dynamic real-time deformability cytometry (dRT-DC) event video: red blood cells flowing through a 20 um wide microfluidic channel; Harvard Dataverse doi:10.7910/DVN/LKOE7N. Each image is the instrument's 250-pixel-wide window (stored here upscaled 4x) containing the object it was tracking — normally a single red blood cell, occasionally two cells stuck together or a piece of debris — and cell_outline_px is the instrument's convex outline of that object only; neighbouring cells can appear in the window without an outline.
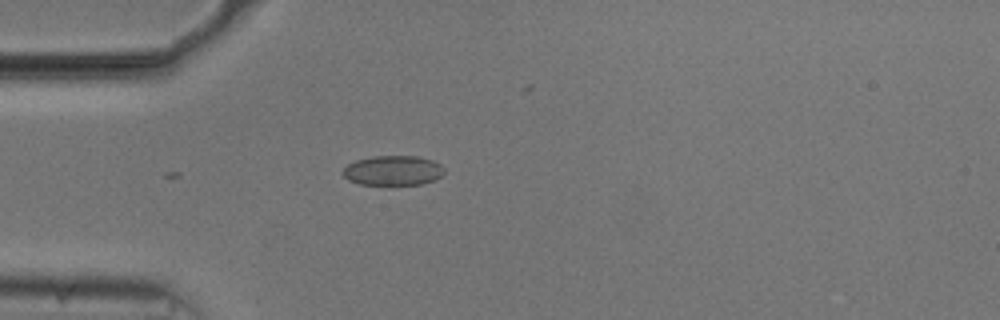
{"species": "common noctule bat (a hibernating species)", "species_latin": "Nyctalus noctula", "temperature_condition": "cold", "stored_images_in_passage": 12, "camera_frame_rate_fps": 3000, "um_per_image_px": 0.085, "animal": {"sex": "male", "body_mass_g": 20.5, "forearm_length_mm": 52.5}, "frame": {"image": 1, "passage_image": 1, "time_ms": 0.0, "image_size_px": [1000, 320], "cell_outline_px": [[444, 172], [436, 180], [420, 184], [360, 184], [348, 180], [340, 172], [348, 164], [356, 160], [372, 156], [416, 156], [432, 160], [440, 164], [444, 168]], "centroid_in_image_um": [33.39, 14.49], "position_along_channel_um": 51.6, "area_um2": 17.57}}
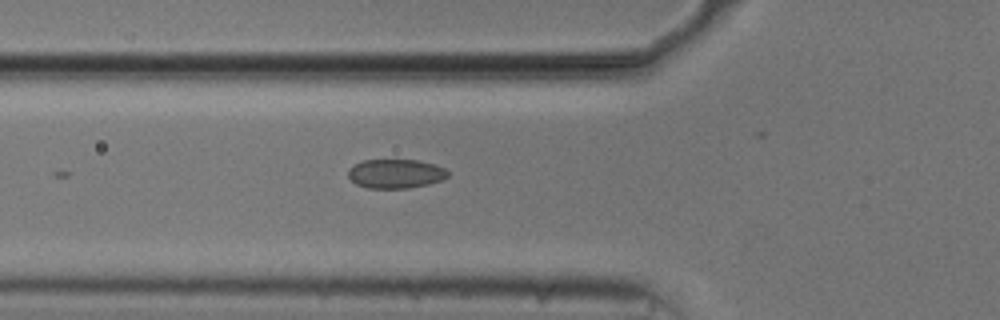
{"frame": {"image": 2, "passage_image": 5, "time_ms": 1.333, "image_size_px": [1000, 320], "cell_outline_px": [[448, 176], [444, 180], [428, 184], [408, 188], [368, 188], [356, 184], [348, 176], [348, 168], [352, 164], [364, 160], [420, 160], [436, 164], [444, 168], [448, 172]], "centroid_in_image_um": [33.63, 14.75], "position_along_channel_um": 92.2, "area_um2": 17.11}}
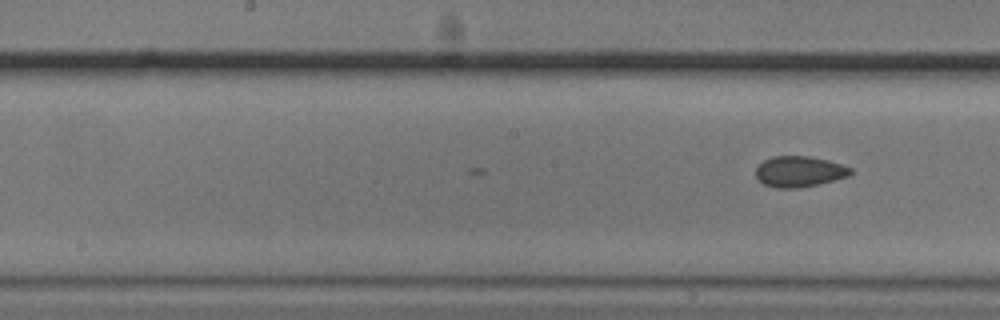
{"frame": {"image": 3, "passage_image": 12, "time_ms": 3.667, "image_size_px": [1000, 320], "cell_outline_px": [[852, 172], [848, 176], [816, 184], [796, 188], [776, 188], [764, 184], [756, 176], [756, 168], [764, 160], [772, 156], [808, 156], [828, 160], [852, 168]], "centroid_in_image_um": [67.92, 14.57], "position_along_channel_um": 180.3, "area_um2": 16.76}}